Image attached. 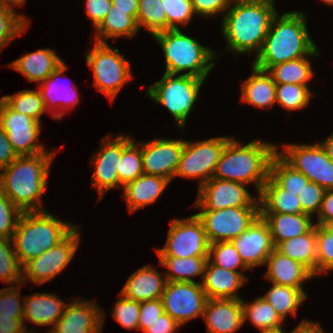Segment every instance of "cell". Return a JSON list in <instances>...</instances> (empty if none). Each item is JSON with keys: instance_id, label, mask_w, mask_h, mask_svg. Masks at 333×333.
<instances>
[{"instance_id": "6da1fadb", "label": "cell", "mask_w": 333, "mask_h": 333, "mask_svg": "<svg viewBox=\"0 0 333 333\" xmlns=\"http://www.w3.org/2000/svg\"><path fill=\"white\" fill-rule=\"evenodd\" d=\"M55 155L52 150L18 156L0 170V191L22 212L44 211L41 197L48 186L47 177Z\"/></svg>"}, {"instance_id": "7a4b0ae2", "label": "cell", "mask_w": 333, "mask_h": 333, "mask_svg": "<svg viewBox=\"0 0 333 333\" xmlns=\"http://www.w3.org/2000/svg\"><path fill=\"white\" fill-rule=\"evenodd\" d=\"M275 0L237 2L230 5L222 19V36L227 49L234 53L256 56L262 49L273 17L277 14Z\"/></svg>"}, {"instance_id": "3957f363", "label": "cell", "mask_w": 333, "mask_h": 333, "mask_svg": "<svg viewBox=\"0 0 333 333\" xmlns=\"http://www.w3.org/2000/svg\"><path fill=\"white\" fill-rule=\"evenodd\" d=\"M303 11L277 13L270 24L263 46L253 65L268 70L279 63L308 56L316 47L308 32Z\"/></svg>"}, {"instance_id": "277c9868", "label": "cell", "mask_w": 333, "mask_h": 333, "mask_svg": "<svg viewBox=\"0 0 333 333\" xmlns=\"http://www.w3.org/2000/svg\"><path fill=\"white\" fill-rule=\"evenodd\" d=\"M278 146L259 139L243 143L231 138L225 145L213 177L221 180L251 183L259 196L270 175V163Z\"/></svg>"}, {"instance_id": "5b68a950", "label": "cell", "mask_w": 333, "mask_h": 333, "mask_svg": "<svg viewBox=\"0 0 333 333\" xmlns=\"http://www.w3.org/2000/svg\"><path fill=\"white\" fill-rule=\"evenodd\" d=\"M77 226L44 211L23 212L12 241L19 263L40 256L63 241Z\"/></svg>"}, {"instance_id": "8992f818", "label": "cell", "mask_w": 333, "mask_h": 333, "mask_svg": "<svg viewBox=\"0 0 333 333\" xmlns=\"http://www.w3.org/2000/svg\"><path fill=\"white\" fill-rule=\"evenodd\" d=\"M152 37L163 50L166 73H181L206 79L215 67L218 53L187 36L180 29H168Z\"/></svg>"}, {"instance_id": "52a82bcc", "label": "cell", "mask_w": 333, "mask_h": 333, "mask_svg": "<svg viewBox=\"0 0 333 333\" xmlns=\"http://www.w3.org/2000/svg\"><path fill=\"white\" fill-rule=\"evenodd\" d=\"M204 82L205 79L194 76L164 72L159 81L145 90L148 97L163 105L173 115L178 127L184 130Z\"/></svg>"}, {"instance_id": "ba28073f", "label": "cell", "mask_w": 333, "mask_h": 333, "mask_svg": "<svg viewBox=\"0 0 333 333\" xmlns=\"http://www.w3.org/2000/svg\"><path fill=\"white\" fill-rule=\"evenodd\" d=\"M87 65L93 71L97 90L105 94L112 102L125 83L132 79L131 64L108 43L96 42L86 53Z\"/></svg>"}, {"instance_id": "9c48e42d", "label": "cell", "mask_w": 333, "mask_h": 333, "mask_svg": "<svg viewBox=\"0 0 333 333\" xmlns=\"http://www.w3.org/2000/svg\"><path fill=\"white\" fill-rule=\"evenodd\" d=\"M232 137L218 136L203 141H185L175 177L199 179V187L210 180L215 172L217 162Z\"/></svg>"}, {"instance_id": "30bf717a", "label": "cell", "mask_w": 333, "mask_h": 333, "mask_svg": "<svg viewBox=\"0 0 333 333\" xmlns=\"http://www.w3.org/2000/svg\"><path fill=\"white\" fill-rule=\"evenodd\" d=\"M170 225L165 246L155 248L158 257L187 258L209 255L210 243L196 214L184 219L175 218Z\"/></svg>"}, {"instance_id": "8fae6325", "label": "cell", "mask_w": 333, "mask_h": 333, "mask_svg": "<svg viewBox=\"0 0 333 333\" xmlns=\"http://www.w3.org/2000/svg\"><path fill=\"white\" fill-rule=\"evenodd\" d=\"M277 153L295 170L305 175L310 182L324 190H333V162L323 147L316 144H287Z\"/></svg>"}, {"instance_id": "7c38bea8", "label": "cell", "mask_w": 333, "mask_h": 333, "mask_svg": "<svg viewBox=\"0 0 333 333\" xmlns=\"http://www.w3.org/2000/svg\"><path fill=\"white\" fill-rule=\"evenodd\" d=\"M79 227L77 226L63 241L43 254L30 259L22 266V283L30 280L42 285L54 279L65 270L74 258L80 244ZM28 278V279H26Z\"/></svg>"}, {"instance_id": "4fadbf2b", "label": "cell", "mask_w": 333, "mask_h": 333, "mask_svg": "<svg viewBox=\"0 0 333 333\" xmlns=\"http://www.w3.org/2000/svg\"><path fill=\"white\" fill-rule=\"evenodd\" d=\"M195 214L201 220L207 239L212 244L238 237L260 216V206L228 207Z\"/></svg>"}, {"instance_id": "5bb4252c", "label": "cell", "mask_w": 333, "mask_h": 333, "mask_svg": "<svg viewBox=\"0 0 333 333\" xmlns=\"http://www.w3.org/2000/svg\"><path fill=\"white\" fill-rule=\"evenodd\" d=\"M41 125L35 118L16 112L0 99V127L7 133L8 140L18 156L50 151L39 143Z\"/></svg>"}, {"instance_id": "9a60e30c", "label": "cell", "mask_w": 333, "mask_h": 333, "mask_svg": "<svg viewBox=\"0 0 333 333\" xmlns=\"http://www.w3.org/2000/svg\"><path fill=\"white\" fill-rule=\"evenodd\" d=\"M164 313L181 326L203 316L207 296L201 282L167 281L161 296Z\"/></svg>"}, {"instance_id": "2e32d148", "label": "cell", "mask_w": 333, "mask_h": 333, "mask_svg": "<svg viewBox=\"0 0 333 333\" xmlns=\"http://www.w3.org/2000/svg\"><path fill=\"white\" fill-rule=\"evenodd\" d=\"M245 184L212 177L198 188L194 207L201 211H215L228 207L260 206Z\"/></svg>"}, {"instance_id": "e0dca14e", "label": "cell", "mask_w": 333, "mask_h": 333, "mask_svg": "<svg viewBox=\"0 0 333 333\" xmlns=\"http://www.w3.org/2000/svg\"><path fill=\"white\" fill-rule=\"evenodd\" d=\"M111 136V137H110ZM107 134L97 152L92 153V165L94 167L92 187L97 190L98 200L103 199L107 191L113 188L119 189V177L117 165L122 155V150L133 140L131 136Z\"/></svg>"}, {"instance_id": "ac0fdd59", "label": "cell", "mask_w": 333, "mask_h": 333, "mask_svg": "<svg viewBox=\"0 0 333 333\" xmlns=\"http://www.w3.org/2000/svg\"><path fill=\"white\" fill-rule=\"evenodd\" d=\"M185 140L159 138L142 142L143 172L172 181L179 165Z\"/></svg>"}, {"instance_id": "d6986e66", "label": "cell", "mask_w": 333, "mask_h": 333, "mask_svg": "<svg viewBox=\"0 0 333 333\" xmlns=\"http://www.w3.org/2000/svg\"><path fill=\"white\" fill-rule=\"evenodd\" d=\"M103 312L96 302L75 297L66 305L52 330L55 333H102Z\"/></svg>"}, {"instance_id": "ffe728a7", "label": "cell", "mask_w": 333, "mask_h": 333, "mask_svg": "<svg viewBox=\"0 0 333 333\" xmlns=\"http://www.w3.org/2000/svg\"><path fill=\"white\" fill-rule=\"evenodd\" d=\"M231 242L248 269L264 266L275 249L269 227L261 216Z\"/></svg>"}, {"instance_id": "44dd1931", "label": "cell", "mask_w": 333, "mask_h": 333, "mask_svg": "<svg viewBox=\"0 0 333 333\" xmlns=\"http://www.w3.org/2000/svg\"><path fill=\"white\" fill-rule=\"evenodd\" d=\"M67 68L68 65L63 62L40 84L38 88L41 97L44 100L46 110L53 112L52 117L55 120L62 119L67 109L69 110V108L76 107L80 102V95L76 85L64 86L63 83H59V78L62 77L61 75H63Z\"/></svg>"}, {"instance_id": "7402d4cb", "label": "cell", "mask_w": 333, "mask_h": 333, "mask_svg": "<svg viewBox=\"0 0 333 333\" xmlns=\"http://www.w3.org/2000/svg\"><path fill=\"white\" fill-rule=\"evenodd\" d=\"M202 318L207 333H234L242 327V299H207Z\"/></svg>"}, {"instance_id": "603a6c76", "label": "cell", "mask_w": 333, "mask_h": 333, "mask_svg": "<svg viewBox=\"0 0 333 333\" xmlns=\"http://www.w3.org/2000/svg\"><path fill=\"white\" fill-rule=\"evenodd\" d=\"M243 273L223 269L208 259L201 282L207 299H242L237 292L248 281Z\"/></svg>"}, {"instance_id": "cb8c5ba5", "label": "cell", "mask_w": 333, "mask_h": 333, "mask_svg": "<svg viewBox=\"0 0 333 333\" xmlns=\"http://www.w3.org/2000/svg\"><path fill=\"white\" fill-rule=\"evenodd\" d=\"M166 283L167 279L163 278L157 269L145 265L129 276L120 294L140 303L161 299Z\"/></svg>"}, {"instance_id": "d4e9b609", "label": "cell", "mask_w": 333, "mask_h": 333, "mask_svg": "<svg viewBox=\"0 0 333 333\" xmlns=\"http://www.w3.org/2000/svg\"><path fill=\"white\" fill-rule=\"evenodd\" d=\"M264 265L267 266L265 279L282 286L304 289L302 283L315 277L301 263L282 255L276 249L266 258Z\"/></svg>"}, {"instance_id": "484cf974", "label": "cell", "mask_w": 333, "mask_h": 333, "mask_svg": "<svg viewBox=\"0 0 333 333\" xmlns=\"http://www.w3.org/2000/svg\"><path fill=\"white\" fill-rule=\"evenodd\" d=\"M23 304V325L26 321L36 326H52L63 315L66 303L51 293H34L25 296Z\"/></svg>"}, {"instance_id": "4316f807", "label": "cell", "mask_w": 333, "mask_h": 333, "mask_svg": "<svg viewBox=\"0 0 333 333\" xmlns=\"http://www.w3.org/2000/svg\"><path fill=\"white\" fill-rule=\"evenodd\" d=\"M171 181L165 177L143 174L123 186V198L128 210L134 213L145 206L154 204Z\"/></svg>"}, {"instance_id": "83f0119b", "label": "cell", "mask_w": 333, "mask_h": 333, "mask_svg": "<svg viewBox=\"0 0 333 333\" xmlns=\"http://www.w3.org/2000/svg\"><path fill=\"white\" fill-rule=\"evenodd\" d=\"M64 61L55 50L42 48L35 52L23 54L19 59L9 63V66L23 74L29 82L41 84Z\"/></svg>"}, {"instance_id": "f1b7e54d", "label": "cell", "mask_w": 333, "mask_h": 333, "mask_svg": "<svg viewBox=\"0 0 333 333\" xmlns=\"http://www.w3.org/2000/svg\"><path fill=\"white\" fill-rule=\"evenodd\" d=\"M260 216L269 227L274 247L308 233L315 226L312 216L308 214L260 213Z\"/></svg>"}, {"instance_id": "f546056e", "label": "cell", "mask_w": 333, "mask_h": 333, "mask_svg": "<svg viewBox=\"0 0 333 333\" xmlns=\"http://www.w3.org/2000/svg\"><path fill=\"white\" fill-rule=\"evenodd\" d=\"M251 67V76L242 83L240 100L257 108H271L276 104V83L266 70Z\"/></svg>"}, {"instance_id": "4dcf8cb0", "label": "cell", "mask_w": 333, "mask_h": 333, "mask_svg": "<svg viewBox=\"0 0 333 333\" xmlns=\"http://www.w3.org/2000/svg\"><path fill=\"white\" fill-rule=\"evenodd\" d=\"M258 197L260 213H302L298 195L281 188L270 176Z\"/></svg>"}, {"instance_id": "1f68e13d", "label": "cell", "mask_w": 333, "mask_h": 333, "mask_svg": "<svg viewBox=\"0 0 333 333\" xmlns=\"http://www.w3.org/2000/svg\"><path fill=\"white\" fill-rule=\"evenodd\" d=\"M275 249L282 255L301 263L316 276V224L308 233L280 242Z\"/></svg>"}, {"instance_id": "d6a6232c", "label": "cell", "mask_w": 333, "mask_h": 333, "mask_svg": "<svg viewBox=\"0 0 333 333\" xmlns=\"http://www.w3.org/2000/svg\"><path fill=\"white\" fill-rule=\"evenodd\" d=\"M319 57L317 47L306 57L279 63L271 66L267 72L275 83L299 84L308 86V82L314 76L310 58Z\"/></svg>"}, {"instance_id": "836d02e7", "label": "cell", "mask_w": 333, "mask_h": 333, "mask_svg": "<svg viewBox=\"0 0 333 333\" xmlns=\"http://www.w3.org/2000/svg\"><path fill=\"white\" fill-rule=\"evenodd\" d=\"M96 36L93 42H105L107 39L126 37L134 38L139 32L136 19L129 14V11H113V5L103 19V21L95 28Z\"/></svg>"}, {"instance_id": "e575fe53", "label": "cell", "mask_w": 333, "mask_h": 333, "mask_svg": "<svg viewBox=\"0 0 333 333\" xmlns=\"http://www.w3.org/2000/svg\"><path fill=\"white\" fill-rule=\"evenodd\" d=\"M158 258L159 264L168 269L164 272V277L169 282H196L193 277L202 275L203 278L208 261V256Z\"/></svg>"}, {"instance_id": "d590c367", "label": "cell", "mask_w": 333, "mask_h": 333, "mask_svg": "<svg viewBox=\"0 0 333 333\" xmlns=\"http://www.w3.org/2000/svg\"><path fill=\"white\" fill-rule=\"evenodd\" d=\"M304 289L272 283L270 290L262 296L284 321L288 314L296 317L297 310L308 298Z\"/></svg>"}, {"instance_id": "8d00e7d4", "label": "cell", "mask_w": 333, "mask_h": 333, "mask_svg": "<svg viewBox=\"0 0 333 333\" xmlns=\"http://www.w3.org/2000/svg\"><path fill=\"white\" fill-rule=\"evenodd\" d=\"M243 323L249 320L260 331L281 328L283 320L262 296L248 303L242 299Z\"/></svg>"}, {"instance_id": "74e56055", "label": "cell", "mask_w": 333, "mask_h": 333, "mask_svg": "<svg viewBox=\"0 0 333 333\" xmlns=\"http://www.w3.org/2000/svg\"><path fill=\"white\" fill-rule=\"evenodd\" d=\"M281 188L299 194L309 179L301 172L295 170L278 153H276L270 163L269 175Z\"/></svg>"}, {"instance_id": "f35d334b", "label": "cell", "mask_w": 333, "mask_h": 333, "mask_svg": "<svg viewBox=\"0 0 333 333\" xmlns=\"http://www.w3.org/2000/svg\"><path fill=\"white\" fill-rule=\"evenodd\" d=\"M117 172L119 177V189L144 174L142 165V142L135 143L133 139L122 150L119 165H117Z\"/></svg>"}, {"instance_id": "ab89813d", "label": "cell", "mask_w": 333, "mask_h": 333, "mask_svg": "<svg viewBox=\"0 0 333 333\" xmlns=\"http://www.w3.org/2000/svg\"><path fill=\"white\" fill-rule=\"evenodd\" d=\"M136 21L139 29L143 26L151 36L167 30V18L161 0H139Z\"/></svg>"}, {"instance_id": "60d3db41", "label": "cell", "mask_w": 333, "mask_h": 333, "mask_svg": "<svg viewBox=\"0 0 333 333\" xmlns=\"http://www.w3.org/2000/svg\"><path fill=\"white\" fill-rule=\"evenodd\" d=\"M13 110L41 122L42 114L48 112L39 90H21L13 95L1 97Z\"/></svg>"}, {"instance_id": "b9f144b4", "label": "cell", "mask_w": 333, "mask_h": 333, "mask_svg": "<svg viewBox=\"0 0 333 333\" xmlns=\"http://www.w3.org/2000/svg\"><path fill=\"white\" fill-rule=\"evenodd\" d=\"M312 95L309 86L276 83V104L287 111L304 109L310 103Z\"/></svg>"}, {"instance_id": "7bdbcfd3", "label": "cell", "mask_w": 333, "mask_h": 333, "mask_svg": "<svg viewBox=\"0 0 333 333\" xmlns=\"http://www.w3.org/2000/svg\"><path fill=\"white\" fill-rule=\"evenodd\" d=\"M0 281L9 285L22 283V265L14 250L12 239H0Z\"/></svg>"}, {"instance_id": "ee69618b", "label": "cell", "mask_w": 333, "mask_h": 333, "mask_svg": "<svg viewBox=\"0 0 333 333\" xmlns=\"http://www.w3.org/2000/svg\"><path fill=\"white\" fill-rule=\"evenodd\" d=\"M208 259L214 264L229 271L249 270L240 258L231 241H220L209 245Z\"/></svg>"}, {"instance_id": "f6af8a7d", "label": "cell", "mask_w": 333, "mask_h": 333, "mask_svg": "<svg viewBox=\"0 0 333 333\" xmlns=\"http://www.w3.org/2000/svg\"><path fill=\"white\" fill-rule=\"evenodd\" d=\"M317 261L316 276L333 269V223L316 224Z\"/></svg>"}, {"instance_id": "bcb514c9", "label": "cell", "mask_w": 333, "mask_h": 333, "mask_svg": "<svg viewBox=\"0 0 333 333\" xmlns=\"http://www.w3.org/2000/svg\"><path fill=\"white\" fill-rule=\"evenodd\" d=\"M29 26V19L15 10L0 7V50L22 35Z\"/></svg>"}, {"instance_id": "7dc6e473", "label": "cell", "mask_w": 333, "mask_h": 333, "mask_svg": "<svg viewBox=\"0 0 333 333\" xmlns=\"http://www.w3.org/2000/svg\"><path fill=\"white\" fill-rule=\"evenodd\" d=\"M161 3L166 13L167 30L187 26L195 15L190 0H161Z\"/></svg>"}, {"instance_id": "c3c4849f", "label": "cell", "mask_w": 333, "mask_h": 333, "mask_svg": "<svg viewBox=\"0 0 333 333\" xmlns=\"http://www.w3.org/2000/svg\"><path fill=\"white\" fill-rule=\"evenodd\" d=\"M120 300L116 301L112 317L122 327L129 330H138L140 302L125 298L119 293Z\"/></svg>"}, {"instance_id": "681fc988", "label": "cell", "mask_w": 333, "mask_h": 333, "mask_svg": "<svg viewBox=\"0 0 333 333\" xmlns=\"http://www.w3.org/2000/svg\"><path fill=\"white\" fill-rule=\"evenodd\" d=\"M22 211L0 191V239H12Z\"/></svg>"}, {"instance_id": "f907efd6", "label": "cell", "mask_w": 333, "mask_h": 333, "mask_svg": "<svg viewBox=\"0 0 333 333\" xmlns=\"http://www.w3.org/2000/svg\"><path fill=\"white\" fill-rule=\"evenodd\" d=\"M22 285H13L0 289V317L23 318L24 302L20 300V287Z\"/></svg>"}, {"instance_id": "816d5d0a", "label": "cell", "mask_w": 333, "mask_h": 333, "mask_svg": "<svg viewBox=\"0 0 333 333\" xmlns=\"http://www.w3.org/2000/svg\"><path fill=\"white\" fill-rule=\"evenodd\" d=\"M325 190L314 182H308L298 194L302 206V214L313 216L318 214Z\"/></svg>"}, {"instance_id": "f5cc1de1", "label": "cell", "mask_w": 333, "mask_h": 333, "mask_svg": "<svg viewBox=\"0 0 333 333\" xmlns=\"http://www.w3.org/2000/svg\"><path fill=\"white\" fill-rule=\"evenodd\" d=\"M164 313L161 299L148 300L140 303L138 330L144 331L148 324L154 322Z\"/></svg>"}, {"instance_id": "db71d44e", "label": "cell", "mask_w": 333, "mask_h": 333, "mask_svg": "<svg viewBox=\"0 0 333 333\" xmlns=\"http://www.w3.org/2000/svg\"><path fill=\"white\" fill-rule=\"evenodd\" d=\"M196 15L199 17H214L228 10L231 3L228 0H190Z\"/></svg>"}, {"instance_id": "11a10c76", "label": "cell", "mask_w": 333, "mask_h": 333, "mask_svg": "<svg viewBox=\"0 0 333 333\" xmlns=\"http://www.w3.org/2000/svg\"><path fill=\"white\" fill-rule=\"evenodd\" d=\"M86 14L96 28L112 7V0H86Z\"/></svg>"}, {"instance_id": "9f6ffc18", "label": "cell", "mask_w": 333, "mask_h": 333, "mask_svg": "<svg viewBox=\"0 0 333 333\" xmlns=\"http://www.w3.org/2000/svg\"><path fill=\"white\" fill-rule=\"evenodd\" d=\"M181 327L173 318L168 314L163 313L157 320L148 324L144 333H177L178 328Z\"/></svg>"}, {"instance_id": "6f0895ef", "label": "cell", "mask_w": 333, "mask_h": 333, "mask_svg": "<svg viewBox=\"0 0 333 333\" xmlns=\"http://www.w3.org/2000/svg\"><path fill=\"white\" fill-rule=\"evenodd\" d=\"M17 157L7 133L0 127V170L9 166Z\"/></svg>"}, {"instance_id": "680465c9", "label": "cell", "mask_w": 333, "mask_h": 333, "mask_svg": "<svg viewBox=\"0 0 333 333\" xmlns=\"http://www.w3.org/2000/svg\"><path fill=\"white\" fill-rule=\"evenodd\" d=\"M317 217V225L333 223V190H325Z\"/></svg>"}, {"instance_id": "91938a15", "label": "cell", "mask_w": 333, "mask_h": 333, "mask_svg": "<svg viewBox=\"0 0 333 333\" xmlns=\"http://www.w3.org/2000/svg\"><path fill=\"white\" fill-rule=\"evenodd\" d=\"M29 330L23 325V318L0 317V333H24Z\"/></svg>"}, {"instance_id": "94428289", "label": "cell", "mask_w": 333, "mask_h": 333, "mask_svg": "<svg viewBox=\"0 0 333 333\" xmlns=\"http://www.w3.org/2000/svg\"><path fill=\"white\" fill-rule=\"evenodd\" d=\"M139 0H112L113 11H129L135 19L138 12Z\"/></svg>"}, {"instance_id": "6125c7cd", "label": "cell", "mask_w": 333, "mask_h": 333, "mask_svg": "<svg viewBox=\"0 0 333 333\" xmlns=\"http://www.w3.org/2000/svg\"><path fill=\"white\" fill-rule=\"evenodd\" d=\"M290 333H325L320 323L302 320Z\"/></svg>"}, {"instance_id": "be15d7a7", "label": "cell", "mask_w": 333, "mask_h": 333, "mask_svg": "<svg viewBox=\"0 0 333 333\" xmlns=\"http://www.w3.org/2000/svg\"><path fill=\"white\" fill-rule=\"evenodd\" d=\"M319 144L323 147L327 156L333 162V132L329 137H327L326 140L323 141V143L319 142Z\"/></svg>"}, {"instance_id": "e7e4bbea", "label": "cell", "mask_w": 333, "mask_h": 333, "mask_svg": "<svg viewBox=\"0 0 333 333\" xmlns=\"http://www.w3.org/2000/svg\"><path fill=\"white\" fill-rule=\"evenodd\" d=\"M26 0H0V7H5L14 10L15 6H23Z\"/></svg>"}, {"instance_id": "03108f58", "label": "cell", "mask_w": 333, "mask_h": 333, "mask_svg": "<svg viewBox=\"0 0 333 333\" xmlns=\"http://www.w3.org/2000/svg\"><path fill=\"white\" fill-rule=\"evenodd\" d=\"M260 333H284L283 328H277V329H272V330H263L260 331Z\"/></svg>"}, {"instance_id": "003e7915", "label": "cell", "mask_w": 333, "mask_h": 333, "mask_svg": "<svg viewBox=\"0 0 333 333\" xmlns=\"http://www.w3.org/2000/svg\"><path fill=\"white\" fill-rule=\"evenodd\" d=\"M231 4L237 3V2H254L257 0H228Z\"/></svg>"}, {"instance_id": "a7ac6f4b", "label": "cell", "mask_w": 333, "mask_h": 333, "mask_svg": "<svg viewBox=\"0 0 333 333\" xmlns=\"http://www.w3.org/2000/svg\"><path fill=\"white\" fill-rule=\"evenodd\" d=\"M322 2L326 3L327 5L333 6V0H322Z\"/></svg>"}, {"instance_id": "89a4df30", "label": "cell", "mask_w": 333, "mask_h": 333, "mask_svg": "<svg viewBox=\"0 0 333 333\" xmlns=\"http://www.w3.org/2000/svg\"><path fill=\"white\" fill-rule=\"evenodd\" d=\"M33 328H31V330H26L24 333H37V331L36 330H32ZM31 331V332H30Z\"/></svg>"}, {"instance_id": "2644e50d", "label": "cell", "mask_w": 333, "mask_h": 333, "mask_svg": "<svg viewBox=\"0 0 333 333\" xmlns=\"http://www.w3.org/2000/svg\"><path fill=\"white\" fill-rule=\"evenodd\" d=\"M47 333H55L53 330L48 331Z\"/></svg>"}]
</instances>
